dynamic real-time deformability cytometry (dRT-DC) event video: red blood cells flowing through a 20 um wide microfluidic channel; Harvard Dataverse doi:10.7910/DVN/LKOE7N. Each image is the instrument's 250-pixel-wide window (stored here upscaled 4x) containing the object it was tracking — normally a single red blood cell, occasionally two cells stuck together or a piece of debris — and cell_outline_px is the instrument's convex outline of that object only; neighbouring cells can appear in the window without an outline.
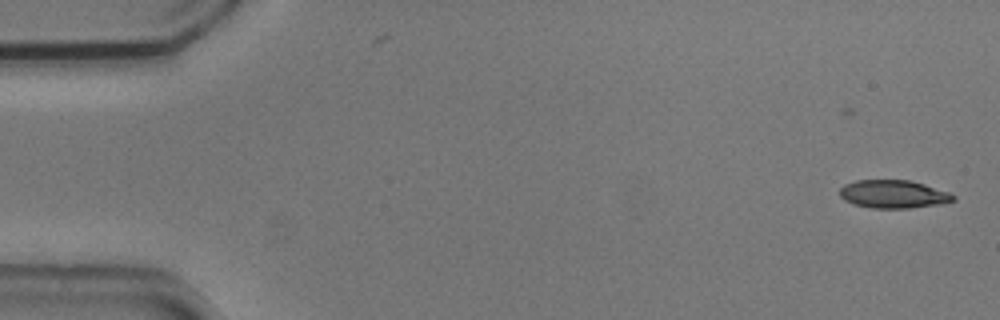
{"species": "common noctule bat (a hibernating species)", "species_latin": "Nyctalus noctula", "temperature_condition": "cold", "stored_images_in_passage": 6, "camera_frame_rate_fps": 3000, "um_per_image_px": 0.085, "animal": {"sex": "male", "body_mass_g": 20.5, "forearm_length_mm": 52.5}, "frame": {"image": 1, "passage_image": 2, "time_ms": 0.333, "image_size_px": [1000, 320], "cell_outline_px": [[956, 200], [940, 204], [908, 208], [872, 208], [852, 204], [844, 200], [840, 196], [840, 188], [844, 184], [856, 180], [908, 180], [924, 184], [948, 192], [956, 196]], "centroid_in_image_um": [75.92, 16.5], "position_along_channel_um": 9.1, "area_um2": 18.61}}